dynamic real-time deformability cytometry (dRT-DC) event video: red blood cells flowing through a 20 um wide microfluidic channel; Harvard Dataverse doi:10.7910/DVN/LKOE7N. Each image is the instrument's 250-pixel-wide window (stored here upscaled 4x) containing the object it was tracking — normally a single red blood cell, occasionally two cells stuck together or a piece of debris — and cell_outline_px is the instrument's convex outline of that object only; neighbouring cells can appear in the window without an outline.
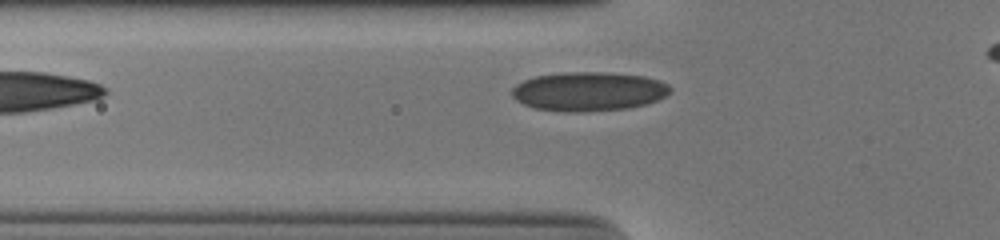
{"species": "human", "species_latin": "Homo sapiens", "temperature_condition": "cold", "stored_images_in_passage": 27, "camera_frame_rate_fps": 3000, "um_per_image_px": 0.085, "donor": {"sex": "male"}, "frame": {"image": 1, "passage_image": 2, "time_ms": 0.333, "image_size_px": [1000, 240], "cell_outline_px": [[672, 88], [664, 96], [656, 100], [644, 104], [628, 108], [584, 112], [564, 112], [532, 108], [516, 100], [512, 96], [512, 88], [516, 84], [524, 80], [536, 76], [568, 72], [604, 72], [644, 76], [660, 80], [668, 84]], "centroid_in_image_um": [50.01, 7.77], "position_along_channel_um": 75.8, "area_um2": 36.07}}
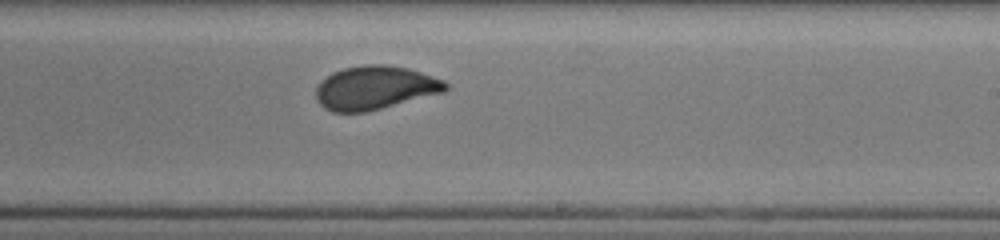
{"frame": {"image": 2, "passage_image": 16, "time_ms": 5.0, "image_size_px": [1000, 240], "cell_outline_px": [[448, 88], [444, 92], [364, 112], [332, 112], [324, 108], [316, 100], [316, 88], [320, 80], [332, 72], [344, 68], [364, 64], [384, 64], [408, 68], [444, 80], [448, 84]], "centroid_in_image_um": [31.84, 7.45], "position_along_channel_um": 257.2, "area_um2": 32.89}}
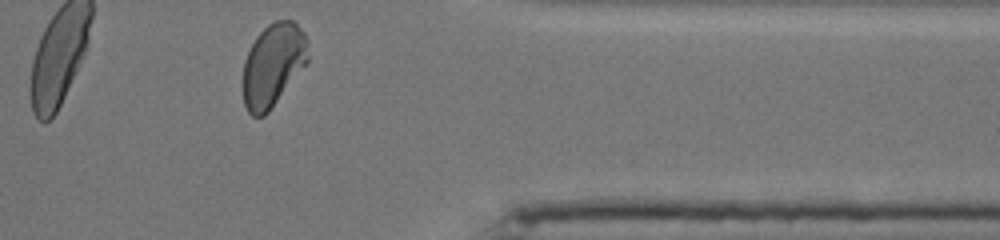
{"frame": {"image": 3, "passage_image": 27, "time_ms": 8.667, "image_size_px": [1000, 240], "cell_outline_px": [[308, 60], [268, 112], [264, 116], [252, 116], [248, 112], [244, 104], [240, 88], [240, 84], [244, 60], [256, 36], [268, 24], [276, 20], [292, 20], [304, 32], [308, 40]], "centroid_in_image_um": [23.15, 5.53], "position_along_channel_um": 388.3, "area_um2": 31.67}, "authors_computed_cell_mechanics": {"area_um2": 32.946, "velocity_mm_per_s": 3.8869, "shape_relaxation_time_tau1_ms": 9.9133, "shape_relaxation_time_tau2_ms": null, "deformation_change_tau1": 0.219, "deformation_change_tau2": null}}